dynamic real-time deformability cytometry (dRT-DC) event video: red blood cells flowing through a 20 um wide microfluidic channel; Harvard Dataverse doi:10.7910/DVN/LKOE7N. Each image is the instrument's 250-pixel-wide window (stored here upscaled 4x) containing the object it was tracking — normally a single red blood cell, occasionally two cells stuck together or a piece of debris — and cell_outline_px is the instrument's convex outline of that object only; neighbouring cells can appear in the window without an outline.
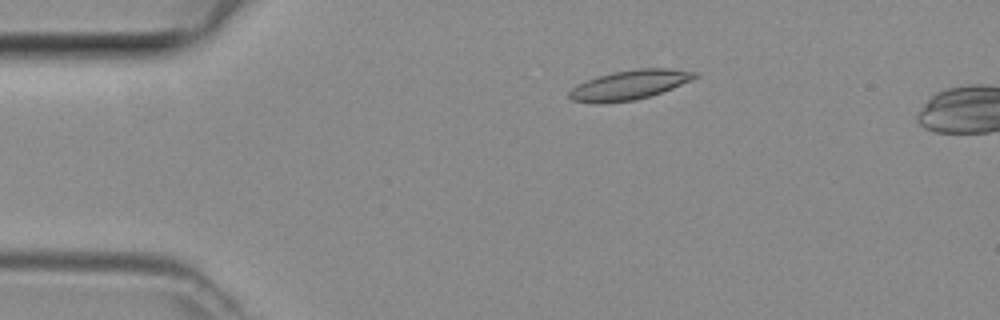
{"species": "common noctule bat (a hibernating species)", "species_latin": "Nyctalus noctula", "temperature_condition": "room temperature", "stored_images_in_passage": 33, "camera_frame_rate_fps": 3000, "um_per_image_px": 0.085, "animal": {"sex": "female", "body_mass_g": 29.2, "forearm_length_mm": 56.3}, "frame": {"image": 1, "passage_image": 1, "time_ms": 0.0, "image_size_px": [1000, 320], "cell_outline_px": [[700, 76], [692, 80], [672, 88], [648, 96], [632, 100], [572, 100], [568, 96], [568, 92], [576, 84], [612, 72], [640, 68], [672, 68], [700, 72]], "centroid_in_image_um": [53.64, 7.14], "position_along_channel_um": 31.4, "area_um2": 20.69}}
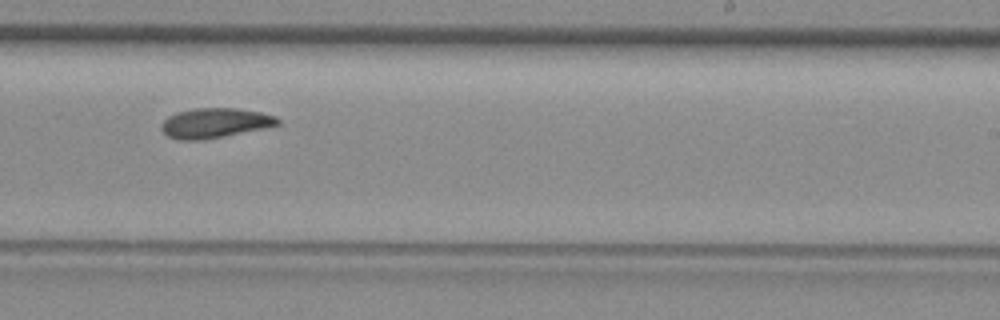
{"frame": {"image": 2, "passage_image": 21, "time_ms": 6.667, "image_size_px": [1000, 320], "cell_outline_px": [[280, 124], [268, 128], [204, 140], [180, 140], [168, 136], [160, 128], [160, 124], [168, 116], [176, 112], [196, 108], [236, 108], [260, 112], [276, 116], [280, 120]], "centroid_in_image_um": [18.28, 10.46], "position_along_channel_um": 270.7, "area_um2": 20.46}}
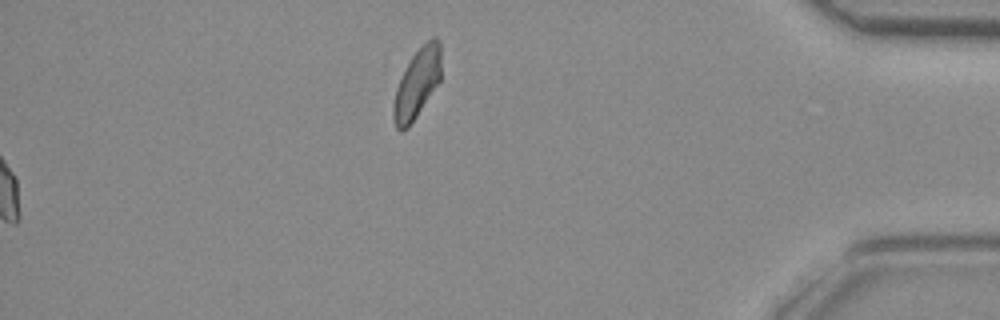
{"frame": {"image": 3, "passage_image": 33, "time_ms": 10.667, "image_size_px": [1000, 320], "cell_outline_px": [[440, 80], [408, 128], [400, 132], [396, 128], [392, 120], [392, 104], [396, 88], [412, 56], [432, 36], [436, 36], [440, 44]], "centroid_in_image_um": [35.42, 7.14], "position_along_channel_um": 399.8, "area_um2": 18.96}}